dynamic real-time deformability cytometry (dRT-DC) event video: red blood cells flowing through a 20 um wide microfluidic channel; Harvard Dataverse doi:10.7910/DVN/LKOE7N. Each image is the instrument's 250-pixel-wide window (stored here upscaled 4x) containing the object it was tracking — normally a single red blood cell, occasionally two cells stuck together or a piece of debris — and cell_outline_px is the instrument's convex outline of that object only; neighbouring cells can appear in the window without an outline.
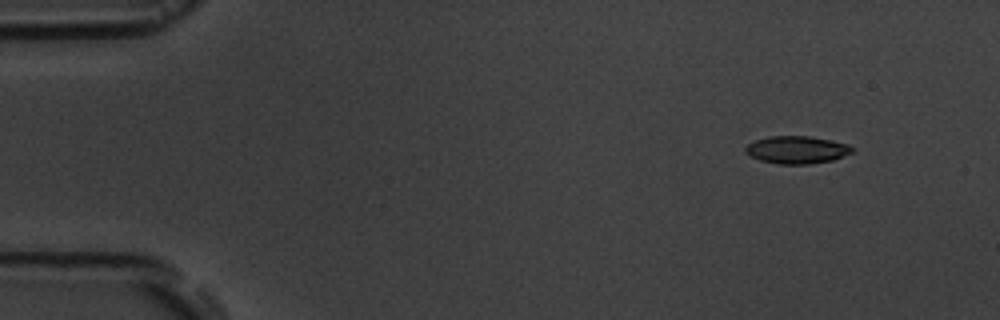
{"species": "common noctule bat (a hibernating species)", "species_latin": "Nyctalus noctula", "temperature_condition": "room temperature", "stored_images_in_passage": 5, "segment_of_instrument_passage": [1, 2], "camera_frame_rate_fps": 3000, "um_per_image_px": 0.085, "animal": {"sex": "male", "body_mass_g": 19.5, "forearm_length_mm": 54.6}, "frame": {"image": 1, "passage_image": 1, "time_ms": 0.0, "image_size_px": [1000, 320], "cell_outline_px": [[852, 152], [832, 160], [808, 164], [780, 164], [760, 160], [744, 152], [744, 148], [748, 144], [756, 140], [768, 136], [808, 136], [848, 144], [852, 148]], "centroid_in_image_um": [67.69, 12.73], "position_along_channel_um": 17.3, "area_um2": 16.88}}
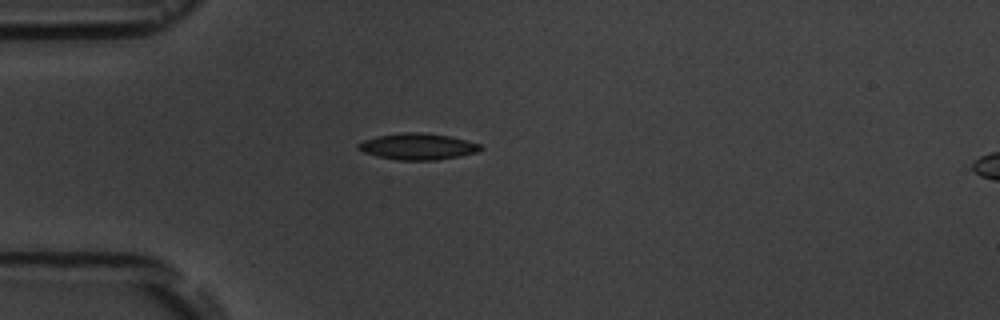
{"frame": {"image": 2, "passage_image": 4, "time_ms": 3.333, "image_size_px": [1000, 320], "cell_outline_px": [[484, 148], [476, 152], [460, 156], [436, 160], [396, 160], [376, 156], [364, 152], [356, 148], [356, 144], [364, 140], [380, 136], [404, 132], [420, 132], [448, 136], [480, 144]], "centroid_in_image_um": [35.49, 12.46], "position_along_channel_um": 49.5, "area_um2": 18.61}}